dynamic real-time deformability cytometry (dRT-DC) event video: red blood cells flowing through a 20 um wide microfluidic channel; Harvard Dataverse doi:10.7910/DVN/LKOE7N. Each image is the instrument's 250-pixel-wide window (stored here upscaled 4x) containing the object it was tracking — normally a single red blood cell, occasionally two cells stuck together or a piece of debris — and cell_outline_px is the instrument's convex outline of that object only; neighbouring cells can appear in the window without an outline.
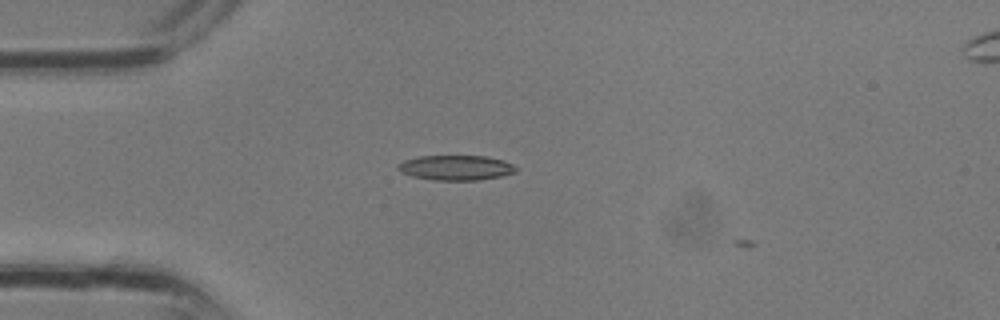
{"species": "common noctule bat (a hibernating species)", "species_latin": "Nyctalus noctula", "temperature_condition": "room temperature", "stored_images_in_passage": 3, "camera_frame_rate_fps": 3000, "um_per_image_px": 0.085, "animal": {"sex": "male", "body_mass_g": 13.3}, "frame": {"image": 1, "passage_image": 2, "time_ms": 0.333, "image_size_px": [1000, 320], "cell_outline_px": [[516, 172], [500, 176], [476, 180], [432, 180], [412, 176], [400, 172], [396, 168], [396, 164], [404, 160], [420, 156], [484, 156], [504, 160], [512, 164], [516, 168]], "centroid_in_image_um": [38.7, 14.25], "position_along_channel_um": 46.3, "area_um2": 17.17}}